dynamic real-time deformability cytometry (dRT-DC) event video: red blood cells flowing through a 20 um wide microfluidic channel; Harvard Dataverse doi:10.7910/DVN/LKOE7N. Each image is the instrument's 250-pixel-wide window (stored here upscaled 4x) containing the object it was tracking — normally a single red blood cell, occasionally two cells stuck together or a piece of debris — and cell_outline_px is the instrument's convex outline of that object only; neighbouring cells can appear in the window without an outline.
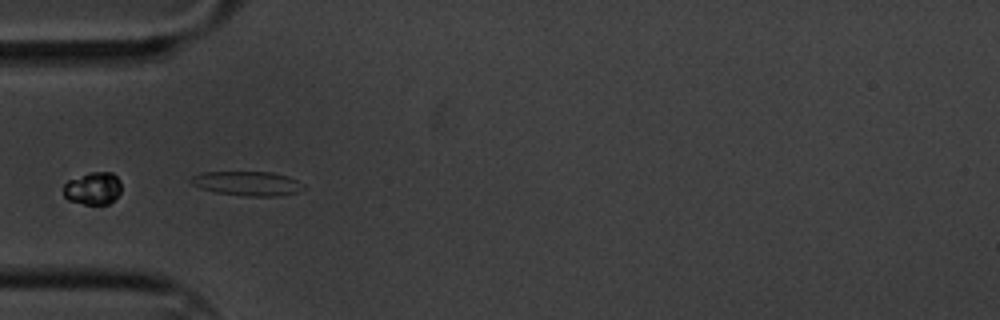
{"species": "common noctule bat (a hibernating species)", "species_latin": "Nyctalus noctula", "temperature_condition": "cold", "stored_images_in_passage": 8, "camera_frame_rate_fps": 3000, "um_per_image_px": 0.085, "animal": {"sex": "male", "body_mass_g": 20.1, "forearm_length_mm": 53.5}, "frame": {"image": 1, "passage_image": 1, "time_ms": 0.0, "image_size_px": [1000, 320], "cell_outline_px": [[308, 188], [296, 192], [280, 196], [248, 196], [216, 192], [192, 184], [188, 180], [192, 176], [200, 172], [272, 172], [288, 176], [304, 184]], "centroid_in_image_um": [21.07, 15.58], "position_along_channel_um": 63.9, "area_um2": 15.95}}